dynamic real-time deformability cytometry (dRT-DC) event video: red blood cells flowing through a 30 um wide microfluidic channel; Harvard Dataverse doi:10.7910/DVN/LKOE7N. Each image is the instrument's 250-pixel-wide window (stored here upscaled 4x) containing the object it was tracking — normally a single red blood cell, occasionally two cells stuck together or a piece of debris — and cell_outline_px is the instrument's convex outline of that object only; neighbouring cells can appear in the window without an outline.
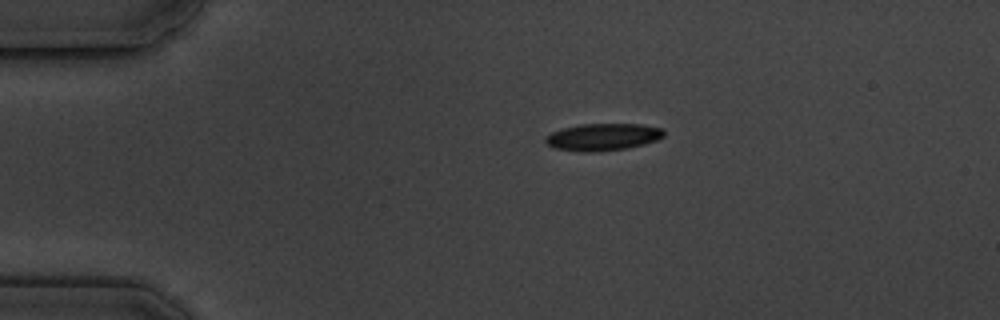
{"species": "common noctule bat (a hibernating species)", "species_latin": "Nyctalus noctula", "temperature_condition": "cold", "stored_images_in_passage": 2, "camera_frame_rate_fps": 3000, "um_per_image_px": 0.085, "animal": {"sex": "male", "body_mass_g": 19.5, "forearm_length_mm": 54.6}, "frame": {"image": 1, "passage_image": 2, "time_ms": 1.333, "image_size_px": [1000, 320], "cell_outline_px": [[664, 136], [656, 140], [644, 144], [624, 148], [600, 152], [584, 152], [556, 148], [548, 144], [544, 140], [552, 132], [564, 128], [580, 124], [644, 124], [664, 128]], "centroid_in_image_um": [51.29, 11.63], "position_along_channel_um": 33.7, "area_um2": 18.61}}